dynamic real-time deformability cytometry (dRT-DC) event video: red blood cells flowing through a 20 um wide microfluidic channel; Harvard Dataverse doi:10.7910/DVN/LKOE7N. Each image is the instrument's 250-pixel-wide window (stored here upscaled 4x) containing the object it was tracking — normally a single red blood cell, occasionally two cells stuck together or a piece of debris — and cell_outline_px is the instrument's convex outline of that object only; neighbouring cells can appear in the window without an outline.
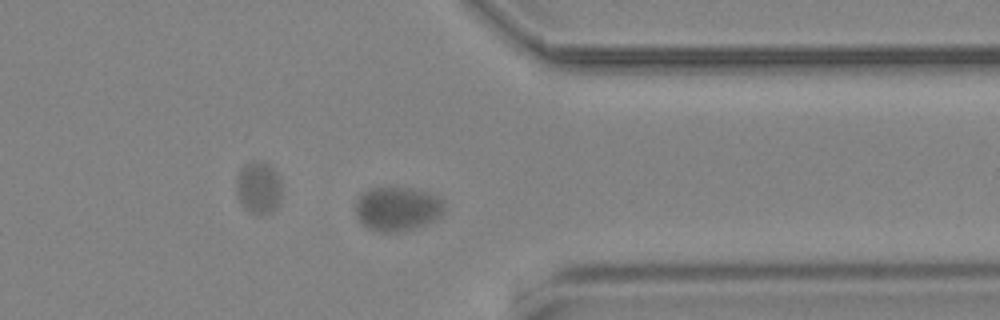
{"species": "common noctule bat (a hibernating species)", "species_latin": "Nyctalus noctula", "temperature_condition": "cold", "stored_images_in_passage": 58, "camera_frame_rate_fps": 3000, "um_per_image_px": 0.085, "animal": {"sex": "male", "body_mass_g": 19.2, "forearm_length_mm": 51.8}, "frame": {"image": 1, "passage_image": 40, "time_ms": 13.0, "image_size_px": [1000, 320], "cell_outline_px": [[444, 212], [440, 216], [424, 224], [400, 232], [380, 232], [368, 228], [360, 224], [356, 216], [356, 200], [364, 192], [372, 188], [408, 188], [428, 192], [436, 196], [444, 204]], "centroid_in_image_um": [33.74, 17.76], "position_along_channel_um": 377.7, "area_um2": 22.6}}
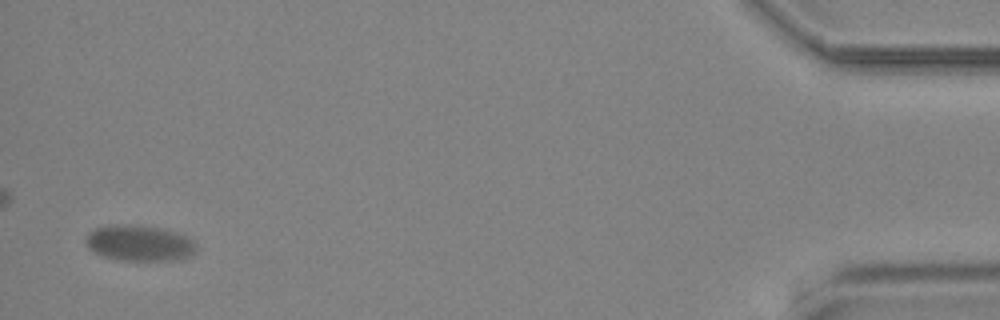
{"frame": {"image": 2, "passage_image": 56, "time_ms": 18.333, "image_size_px": [1000, 320], "cell_outline_px": [[196, 252], [180, 260], [116, 260], [100, 256], [92, 252], [88, 248], [84, 240], [88, 232], [96, 228], [112, 224], [120, 224], [160, 228], [180, 232], [188, 236], [196, 244]], "centroid_in_image_um": [11.82, 20.67], "position_along_channel_um": 423.4, "area_um2": 23.47}}